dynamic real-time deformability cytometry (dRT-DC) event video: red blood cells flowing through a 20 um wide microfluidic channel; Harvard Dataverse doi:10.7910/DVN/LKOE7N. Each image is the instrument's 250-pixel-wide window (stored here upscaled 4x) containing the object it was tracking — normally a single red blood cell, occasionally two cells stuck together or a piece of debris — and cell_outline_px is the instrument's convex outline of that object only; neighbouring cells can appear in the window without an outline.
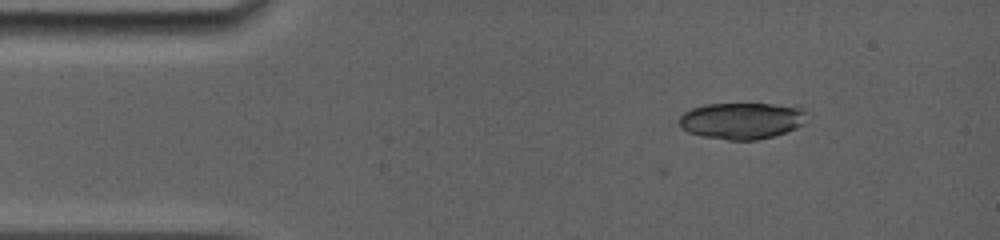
{"species": "common noctule bat (a hibernating species)", "species_latin": "Nyctalus noctula", "temperature_condition": "room temperature", "stored_images_in_passage": 5, "camera_frame_rate_fps": 5000, "um_per_image_px": 0.085, "animal": {"sex": "female", "body_mass_g": 19.0, "forearm_length_mm": 56.7}, "frame": {"image": 1, "passage_image": 1, "time_ms": 0.0, "image_size_px": [1000, 240], "cell_outline_px": [[808, 112], [804, 124], [796, 128], [772, 136], [756, 140], [728, 140], [700, 136], [688, 132], [680, 128], [680, 116], [684, 112], [692, 108], [704, 104], [776, 104], [804, 108]], "centroid_in_image_um": [63.06, 10.26], "position_along_channel_um": 21.9, "area_um2": 27.34}}